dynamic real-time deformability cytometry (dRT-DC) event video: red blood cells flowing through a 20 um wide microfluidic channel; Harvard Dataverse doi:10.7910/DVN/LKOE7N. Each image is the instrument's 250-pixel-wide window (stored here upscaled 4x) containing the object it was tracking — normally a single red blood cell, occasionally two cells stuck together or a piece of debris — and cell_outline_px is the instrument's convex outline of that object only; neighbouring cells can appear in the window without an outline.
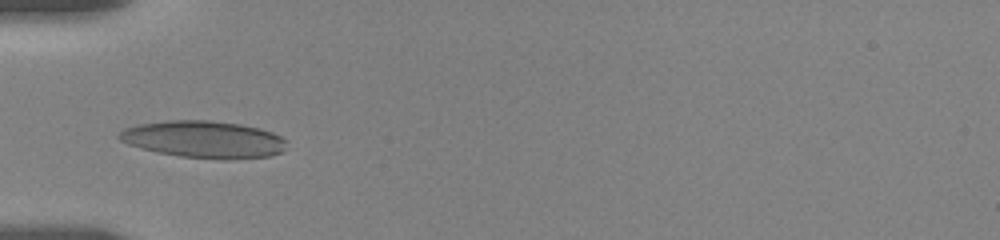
{"species": "human", "species_latin": "Homo sapiens", "temperature_condition": "room temperature", "stored_images_in_passage": 15, "camera_frame_rate_fps": 3000, "um_per_image_px": 0.085, "donor": {"sex": "female"}, "frame": {"image": 1, "passage_image": 1, "time_ms": 0.0, "image_size_px": [1000, 240], "cell_outline_px": [[288, 140], [284, 152], [268, 156], [224, 160], [180, 156], [160, 152], [128, 144], [120, 140], [116, 136], [124, 128], [136, 124], [168, 120], [208, 120], [240, 124], [260, 128], [272, 132]], "centroid_in_image_um": [17.36, 11.84], "position_along_channel_um": 67.6, "area_um2": 36.3}}
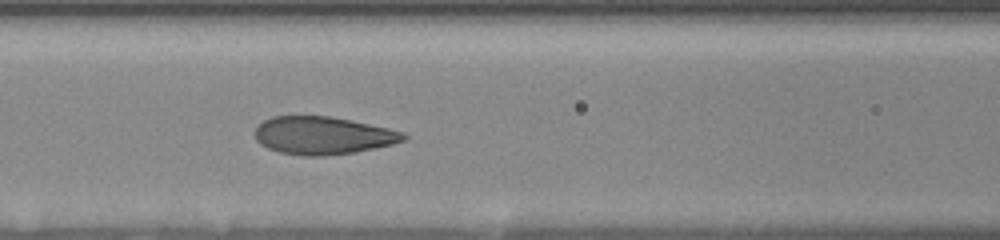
{"frame": {"image": 2, "passage_image": 10, "time_ms": 2.0, "image_size_px": [1000, 240], "cell_outline_px": [[408, 136], [404, 140], [392, 144], [376, 148], [356, 152], [320, 156], [304, 156], [280, 152], [268, 148], [260, 144], [256, 140], [252, 132], [264, 120], [272, 116], [332, 116], [352, 120], [388, 128], [404, 132]], "centroid_in_image_um": [27.43, 11.51], "position_along_channel_um": 139.2, "area_um2": 32.89}}
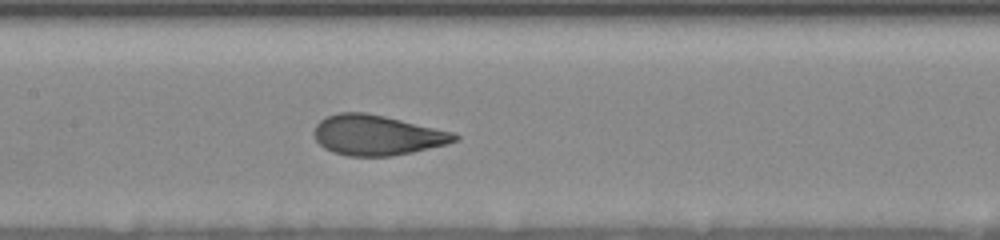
{"frame": {"image": 3, "passage_image": 14, "time_ms": 3.0, "image_size_px": [1000, 240], "cell_outline_px": [[460, 140], [448, 144], [412, 152], [392, 156], [348, 156], [332, 152], [324, 148], [316, 140], [312, 132], [316, 124], [324, 116], [340, 112], [364, 112], [384, 116], [452, 132], [460, 136]], "centroid_in_image_um": [32.01, 11.49], "position_along_channel_um": 175.4, "area_um2": 33.0}}